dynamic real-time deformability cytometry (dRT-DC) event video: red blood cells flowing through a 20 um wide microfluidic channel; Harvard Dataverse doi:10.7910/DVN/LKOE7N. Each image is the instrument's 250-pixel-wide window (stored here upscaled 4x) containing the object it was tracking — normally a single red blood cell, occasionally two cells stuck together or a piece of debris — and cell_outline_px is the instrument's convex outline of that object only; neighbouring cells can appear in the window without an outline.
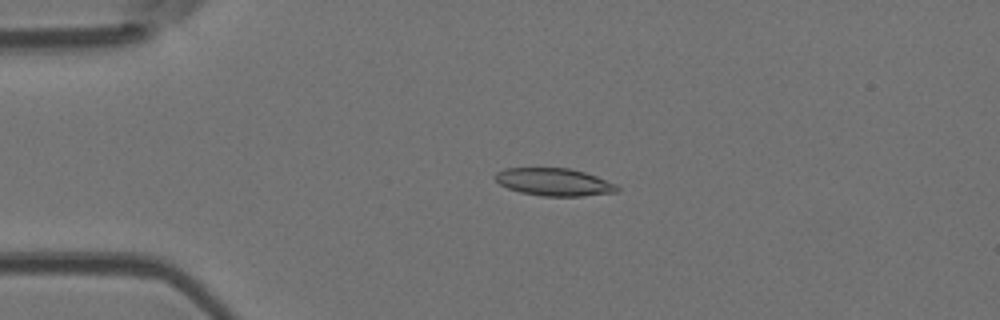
{"species": "Egyptian fruit bat (a non-hibernating species)", "species_latin": "Rousettus aegyptiacus", "temperature_condition": "room temperature", "stored_images_in_passage": 50, "camera_frame_rate_fps": 3000, "um_per_image_px": 0.085, "animal": {"sex": "female"}, "frame": {"image": 1, "passage_image": 9, "time_ms": 2.667, "image_size_px": [1000, 320], "cell_outline_px": [[620, 192], [580, 196], [540, 196], [520, 192], [508, 188], [500, 184], [496, 180], [496, 172], [504, 168], [568, 168], [584, 172], [596, 176], [616, 184], [620, 188]], "centroid_in_image_um": [47.12, 15.48], "position_along_channel_um": 37.9, "area_um2": 19.59}}
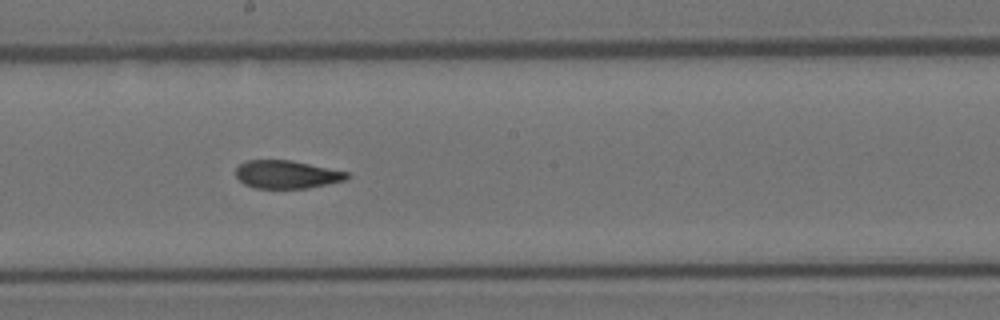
{"frame": {"image": 2, "passage_image": 26, "time_ms": 8.333, "image_size_px": [1000, 320], "cell_outline_px": [[352, 176], [348, 180], [308, 188], [256, 188], [244, 184], [236, 176], [236, 168], [240, 164], [248, 160], [292, 160], [348, 172]], "centroid_in_image_um": [24.42, 14.83], "position_along_channel_um": 223.8, "area_um2": 18.26}}
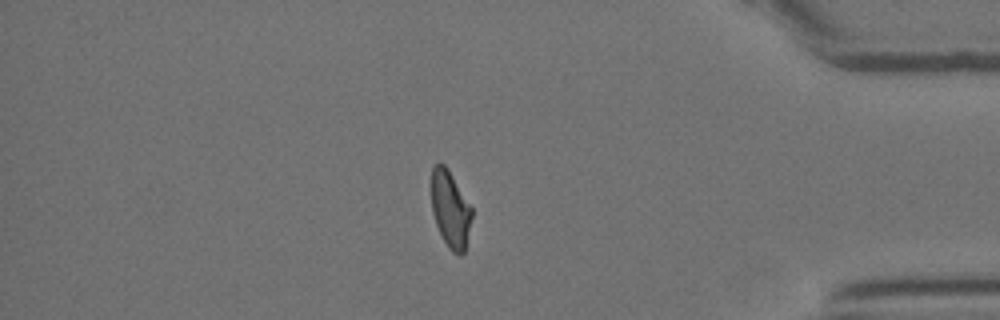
{"frame": {"image": 3, "passage_image": 42, "time_ms": 13.667, "image_size_px": [1000, 320], "cell_outline_px": [[472, 216], [464, 252], [460, 256], [452, 252], [448, 248], [436, 224], [432, 212], [432, 168], [436, 164], [444, 164], [448, 168], [472, 208]], "centroid_in_image_um": [38.28, 17.8], "position_along_channel_um": 396.9, "area_um2": 17.86}, "authors_computed_cell_mechanics": {"area_um2": 19.1607, "velocity_mm_per_s": 3.8584, "shape_relaxation_time_tau1_ms": 7.7279, "shape_relaxation_time_tau2_ms": 1.7592, "deformation_change_tau1": 0.1993, "deformation_change_tau2": 0.0781}}